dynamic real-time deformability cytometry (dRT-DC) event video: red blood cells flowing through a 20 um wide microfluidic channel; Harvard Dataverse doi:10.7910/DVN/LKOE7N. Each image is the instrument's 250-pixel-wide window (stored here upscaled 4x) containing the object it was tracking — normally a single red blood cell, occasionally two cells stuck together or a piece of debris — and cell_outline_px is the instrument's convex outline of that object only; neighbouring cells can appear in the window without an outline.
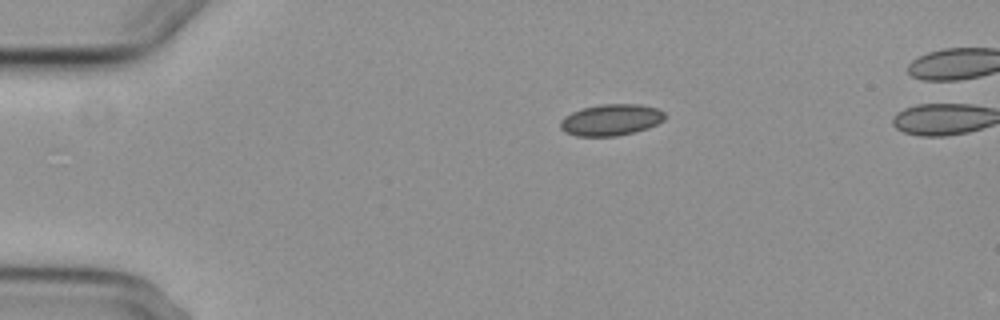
{"species": "common noctule bat (a hibernating species)", "species_latin": "Nyctalus noctula", "temperature_condition": "cold", "stored_images_in_passage": 6, "camera_frame_rate_fps": 3000, "um_per_image_px": 0.085, "animal": {"sex": "female", "body_mass_g": 29.2, "forearm_length_mm": 56.3}, "frame": {"image": 1, "passage_image": 1, "time_ms": 0.0, "image_size_px": [1000, 320], "cell_outline_px": [[664, 120], [648, 128], [616, 136], [576, 136], [564, 132], [560, 128], [560, 120], [564, 116], [580, 108], [600, 104], [640, 104], [660, 108], [664, 112]], "centroid_in_image_um": [51.91, 10.18], "position_along_channel_um": 33.1, "area_um2": 19.31}}
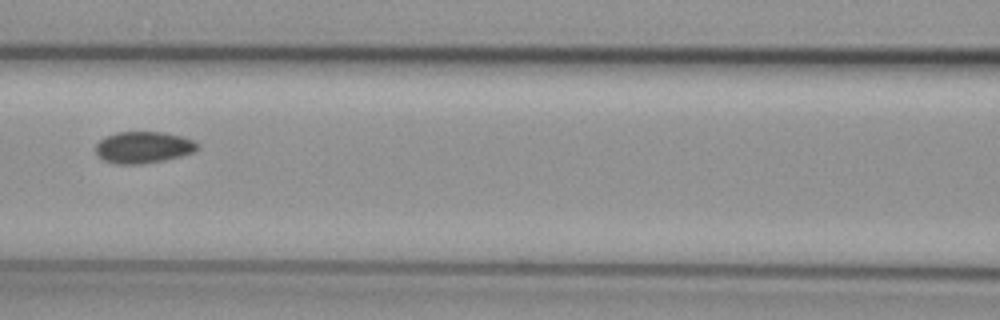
{"frame": {"image": 2, "passage_image": 5, "time_ms": 4.667, "image_size_px": [1000, 320], "cell_outline_px": [[200, 148], [192, 152], [180, 156], [164, 160], [140, 164], [116, 164], [104, 160], [96, 152], [96, 144], [104, 136], [116, 132], [164, 132], [184, 136], [200, 144]], "centroid_in_image_um": [12.2, 12.51], "position_along_channel_um": 154.4, "area_um2": 18.84}}
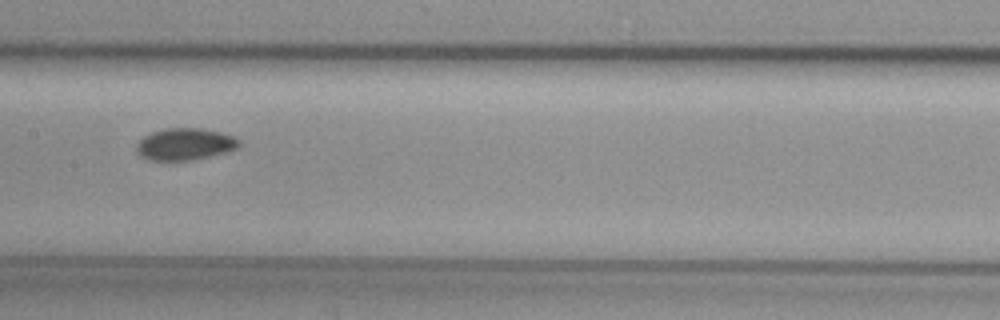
{"frame": {"image": 3, "passage_image": 6, "time_ms": 5.667, "image_size_px": [1000, 320], "cell_outline_px": [[240, 144], [236, 148], [224, 152], [208, 156], [188, 160], [148, 160], [140, 156], [136, 152], [136, 144], [144, 136], [152, 132], [168, 128], [200, 128], [220, 132], [232, 136], [240, 140]], "centroid_in_image_um": [15.68, 12.25], "position_along_channel_um": 191.7, "area_um2": 18.84}}